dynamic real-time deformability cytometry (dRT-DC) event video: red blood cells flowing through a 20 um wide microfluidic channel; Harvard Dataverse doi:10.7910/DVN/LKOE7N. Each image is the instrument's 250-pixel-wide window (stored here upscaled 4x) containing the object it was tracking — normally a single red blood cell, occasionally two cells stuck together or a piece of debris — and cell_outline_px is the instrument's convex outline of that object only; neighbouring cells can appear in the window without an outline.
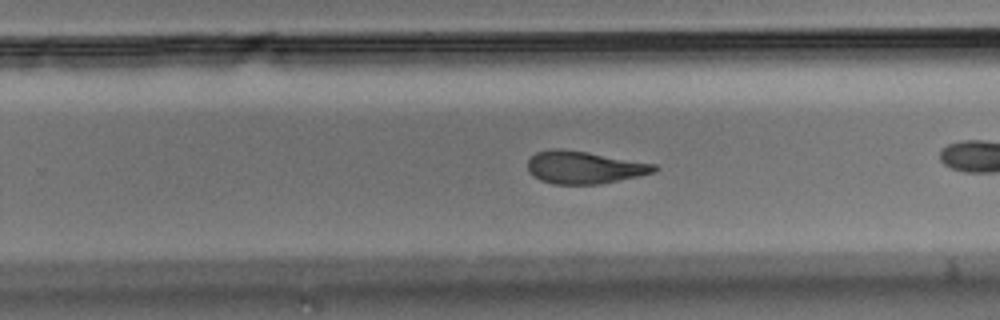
{"species": "Egyptian fruit bat (a non-hibernating species)", "species_latin": "Rousettus aegyptiacus", "temperature_condition": "room temperature", "stored_images_in_passage": 29, "camera_frame_rate_fps": 3000, "um_per_image_px": 0.085, "animal": {"sex": "male"}, "frame": {"image": 1, "passage_image": 21, "time_ms": 6.667, "image_size_px": [1000, 320], "cell_outline_px": [[660, 168], [656, 172], [640, 176], [600, 184], [552, 184], [540, 180], [528, 172], [528, 160], [536, 152], [552, 148], [564, 148], [588, 152], [656, 164]], "centroid_in_image_um": [49.67, 14.22], "position_along_channel_um": 280.1, "area_um2": 24.28}}